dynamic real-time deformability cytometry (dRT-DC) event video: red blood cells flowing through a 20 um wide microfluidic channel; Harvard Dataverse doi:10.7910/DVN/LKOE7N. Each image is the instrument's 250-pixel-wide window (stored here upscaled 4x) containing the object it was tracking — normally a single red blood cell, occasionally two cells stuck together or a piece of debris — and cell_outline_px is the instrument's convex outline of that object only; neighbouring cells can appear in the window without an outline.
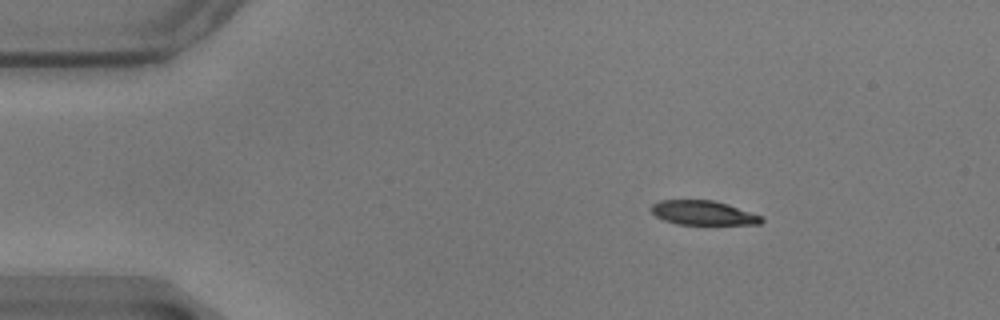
{"species": "common noctule bat (a hibernating species)", "species_latin": "Nyctalus noctula", "temperature_condition": "warm", "stored_images_in_passage": 50, "camera_frame_rate_fps": 3000, "um_per_image_px": 0.085, "animal": {"sex": "male", "body_mass_g": 17.9}, "frame": {"image": 1, "passage_image": 1, "time_ms": 0.0, "image_size_px": [1000, 320], "cell_outline_px": [[764, 220], [760, 224], [676, 224], [664, 220], [656, 216], [652, 212], [652, 204], [660, 200], [712, 200], [728, 204], [764, 216]], "centroid_in_image_um": [59.8, 18.09], "position_along_channel_um": 25.2, "area_um2": 15.61}}
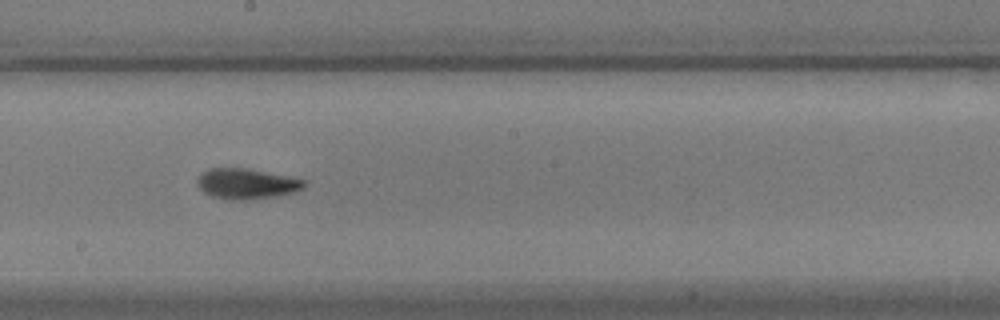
{"frame": {"image": 2, "passage_image": 24, "time_ms": 7.667, "image_size_px": [1000, 320], "cell_outline_px": [[308, 184], [304, 188], [292, 192], [276, 196], [252, 200], [228, 200], [212, 196], [204, 192], [196, 184], [196, 180], [200, 172], [208, 168], [248, 168], [304, 180]], "centroid_in_image_um": [20.91, 15.62], "position_along_channel_um": 227.3, "area_um2": 19.13}}
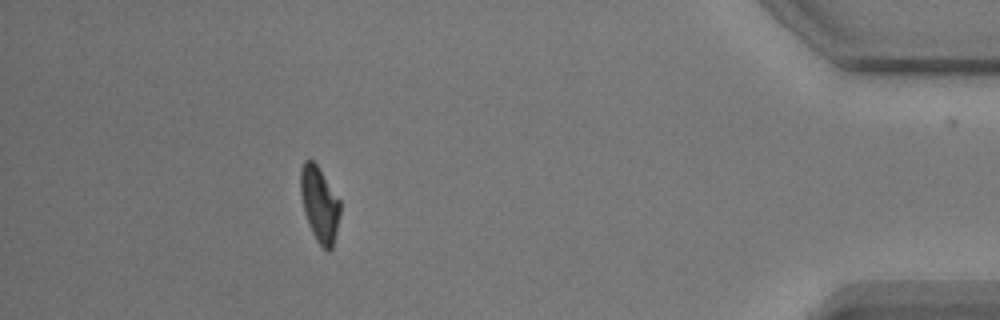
{"frame": {"image": 3, "passage_image": 44, "time_ms": 14.333, "image_size_px": [1000, 320], "cell_outline_px": [[340, 216], [332, 248], [328, 252], [316, 240], [308, 224], [304, 212], [300, 192], [300, 168], [304, 160], [312, 160], [320, 168], [340, 200]], "centroid_in_image_um": [27.15, 17.33], "position_along_channel_um": 408.0, "area_um2": 17.46}, "authors_computed_cell_mechanics": {"area_um2": 18.1492, "velocity_mm_per_s": 3.4969, "shape_relaxation_time_tau1_ms": 4.1134, "shape_relaxation_time_tau2_ms": 2.4337, "deformation_change_tau1": 0.1618, "deformation_change_tau2": 0.0849}}